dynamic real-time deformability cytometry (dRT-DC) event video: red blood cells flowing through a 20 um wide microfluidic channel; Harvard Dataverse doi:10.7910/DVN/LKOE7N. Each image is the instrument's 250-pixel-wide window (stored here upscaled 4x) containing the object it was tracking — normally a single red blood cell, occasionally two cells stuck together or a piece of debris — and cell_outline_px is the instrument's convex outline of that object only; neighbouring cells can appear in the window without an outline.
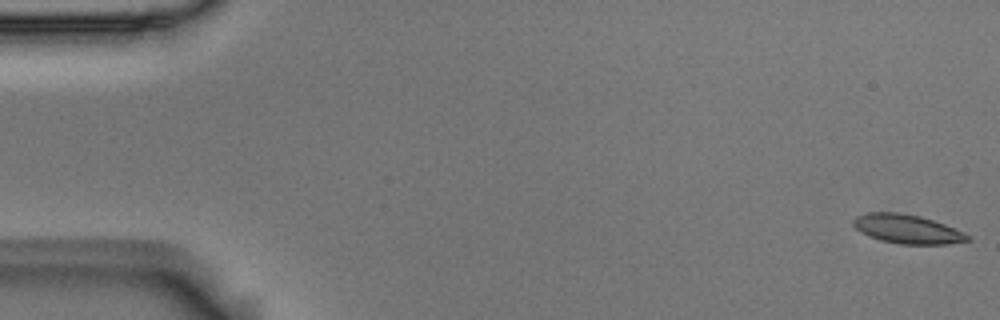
{"species": "Egyptian fruit bat (a non-hibernating species)", "species_latin": "Rousettus aegyptiacus", "temperature_condition": "room temperature", "stored_images_in_passage": 55, "camera_frame_rate_fps": 3000, "um_per_image_px": 0.085, "animal": {"sex": "male"}, "frame": {"image": 1, "passage_image": 1, "time_ms": 0.0, "image_size_px": [1000, 320], "cell_outline_px": [[972, 240], [944, 244], [900, 244], [880, 240], [868, 236], [860, 232], [852, 224], [852, 220], [856, 216], [868, 212], [896, 212], [920, 216], [944, 224], [964, 232], [972, 236]], "centroid_in_image_um": [77.1, 19.47], "position_along_channel_um": 7.9, "area_um2": 19.36}}
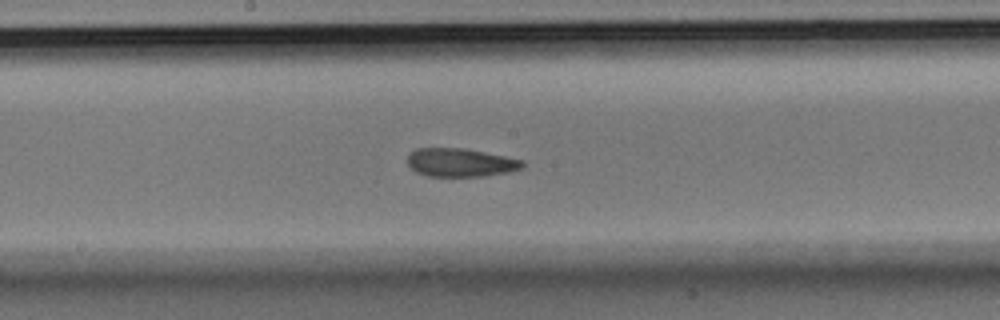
{"frame": {"image": 2, "passage_image": 29, "time_ms": 9.333, "image_size_px": [1000, 320], "cell_outline_px": [[524, 168], [508, 172], [484, 176], [428, 176], [416, 172], [408, 164], [408, 152], [416, 148], [464, 148], [524, 160]], "centroid_in_image_um": [39.14, 13.81], "position_along_channel_um": 209.1, "area_um2": 19.07}}
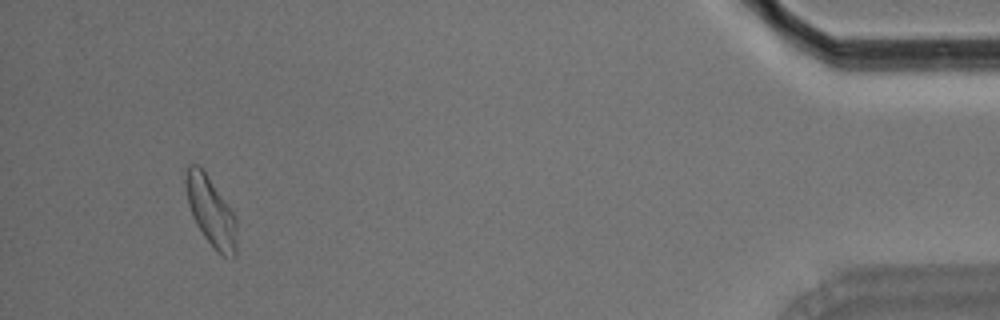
{"frame": {"image": 3, "passage_image": 52, "time_ms": 17.0, "image_size_px": [1000, 320], "cell_outline_px": [[236, 256], [224, 256], [216, 252], [204, 236], [196, 224], [192, 216], [188, 204], [184, 184], [184, 180], [188, 164], [200, 164], [236, 216]], "centroid_in_image_um": [17.91, 17.94], "position_along_channel_um": 417.3, "area_um2": 20.75}, "authors_computed_cell_mechanics": {"area_um2": 19.8832, "velocity_mm_per_s": 3.6412, "shape_relaxation_time_tau1_ms": null, "shape_relaxation_time_tau2_ms": 2.7095, "deformation_change_tau1": null, "deformation_change_tau2": 0.0875}}